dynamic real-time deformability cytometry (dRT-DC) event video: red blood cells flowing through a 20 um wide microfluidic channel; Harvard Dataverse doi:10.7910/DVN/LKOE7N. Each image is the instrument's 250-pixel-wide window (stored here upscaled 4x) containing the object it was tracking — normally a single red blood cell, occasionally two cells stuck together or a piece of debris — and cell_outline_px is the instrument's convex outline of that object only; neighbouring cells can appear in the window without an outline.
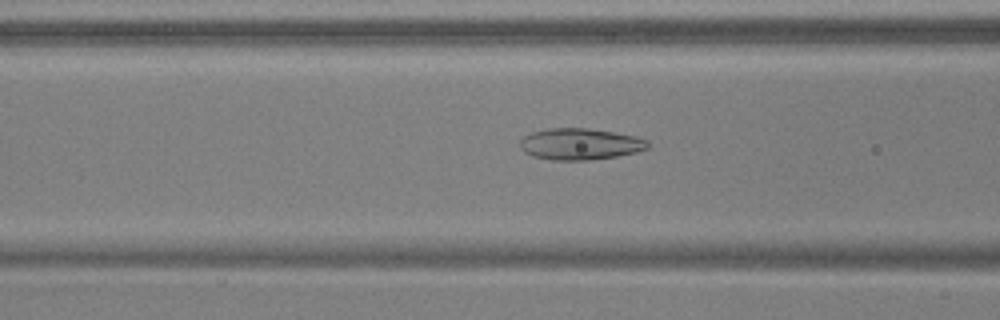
{"species": "common noctule bat (a hibernating species)", "species_latin": "Nyctalus noctula", "temperature_condition": "warm", "stored_images_in_passage": 38, "camera_frame_rate_fps": 3000, "um_per_image_px": 0.085, "animal": {"sex": "male", "body_mass_g": 17.9, "forearm_length_mm": 54.2}, "frame": {"image": 1, "passage_image": 16, "time_ms": 5.0, "image_size_px": [1000, 320], "cell_outline_px": [[648, 148], [636, 152], [616, 156], [588, 160], [552, 160], [532, 156], [524, 152], [520, 148], [520, 140], [524, 136], [532, 132], [548, 128], [588, 128], [636, 136], [648, 140]], "centroid_in_image_um": [49.28, 12.24], "position_along_channel_um": 117.3, "area_um2": 23.41}}
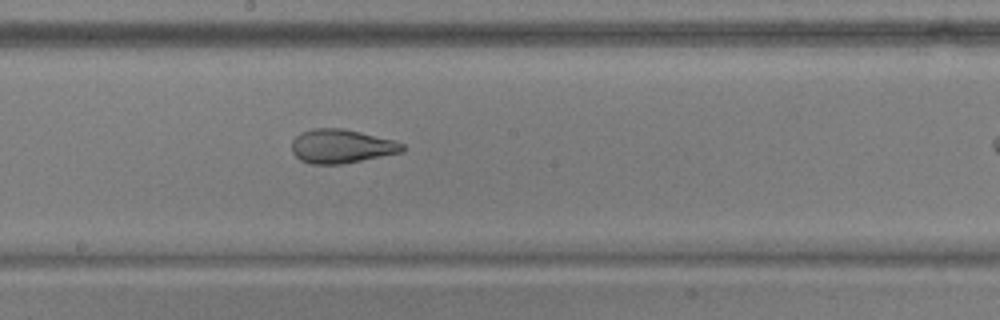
{"frame": {"image": 2, "passage_image": 24, "time_ms": 7.667, "image_size_px": [1000, 320], "cell_outline_px": [[404, 152], [340, 164], [312, 164], [300, 160], [292, 152], [292, 140], [300, 132], [312, 128], [344, 128], [392, 140], [404, 144]], "centroid_in_image_um": [28.99, 12.42], "position_along_channel_um": 219.2, "area_um2": 21.79}}
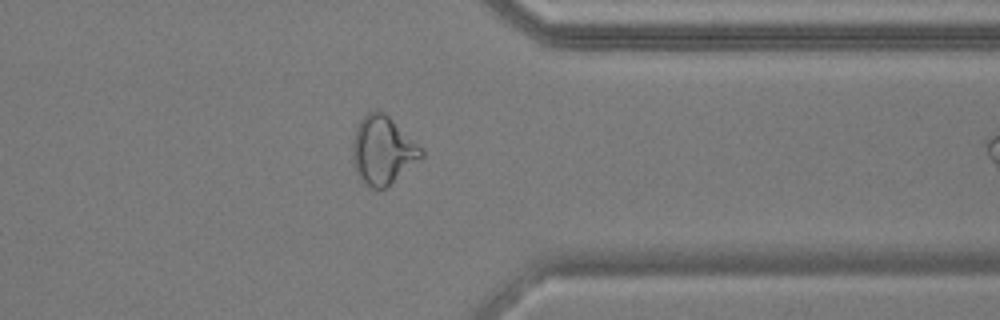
{"frame": {"image": 3, "passage_image": 37, "time_ms": 12.0, "image_size_px": [1000, 320], "cell_outline_px": [[424, 156], [384, 188], [368, 188], [364, 184], [356, 172], [352, 156], [352, 144], [356, 128], [360, 120], [368, 112], [376, 108], [384, 112], [424, 148]], "centroid_in_image_um": [32.53, 12.74], "position_along_channel_um": 378.9, "area_um2": 27.34}}